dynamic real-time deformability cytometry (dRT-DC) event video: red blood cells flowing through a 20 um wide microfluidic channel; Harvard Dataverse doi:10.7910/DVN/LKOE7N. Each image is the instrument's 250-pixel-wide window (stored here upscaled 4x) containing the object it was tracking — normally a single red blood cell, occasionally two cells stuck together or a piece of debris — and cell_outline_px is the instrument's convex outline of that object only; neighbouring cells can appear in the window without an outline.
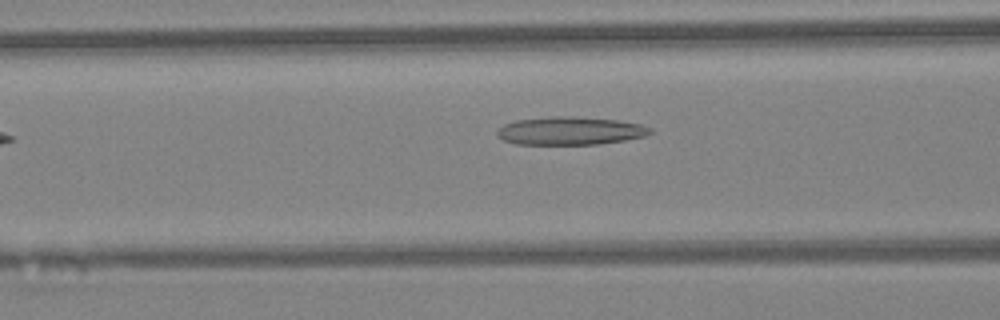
{"species": "Egyptian fruit bat (a non-hibernating species)", "species_latin": "Rousettus aegyptiacus", "temperature_condition": "warm", "stored_images_in_passage": 31, "camera_frame_rate_fps": 3000, "um_per_image_px": 0.085, "animal": {"sex": "female"}, "frame": {"image": 1, "passage_image": 6, "time_ms": 1.667, "image_size_px": [1000, 320], "cell_outline_px": [[652, 132], [644, 136], [624, 140], [600, 144], [516, 144], [504, 140], [496, 132], [504, 124], [516, 120], [552, 116], [572, 116], [616, 120], [640, 124], [652, 128]], "centroid_in_image_um": [48.47, 11.12], "position_along_channel_um": 118.1, "area_um2": 24.85}}
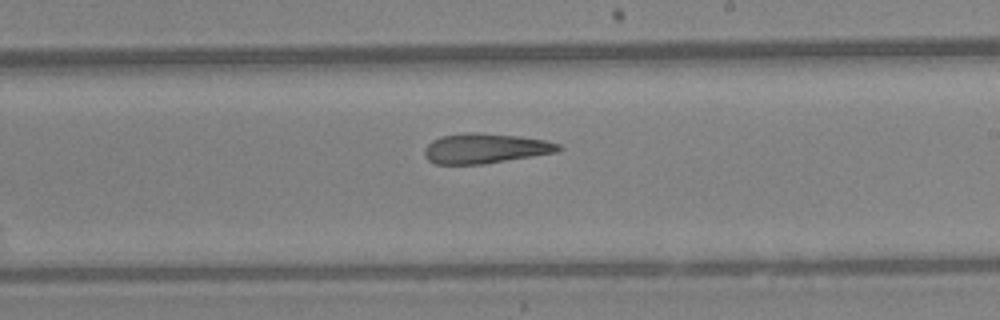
{"frame": {"image": 2, "passage_image": 15, "time_ms": 4.667, "image_size_px": [1000, 320], "cell_outline_px": [[564, 148], [556, 152], [484, 164], [436, 164], [428, 160], [424, 156], [424, 148], [432, 140], [440, 136], [468, 132], [476, 132], [520, 136], [544, 140], [560, 144]], "centroid_in_image_um": [41.22, 12.61], "position_along_channel_um": 247.8, "area_um2": 23.47}}
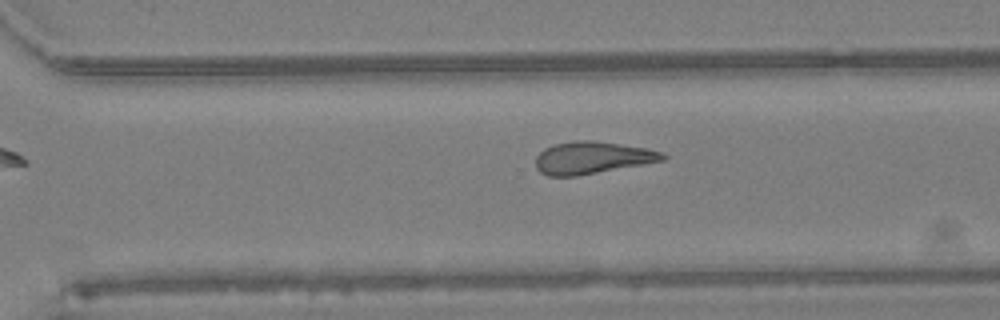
{"frame": {"image": 3, "passage_image": 20, "time_ms": 6.333, "image_size_px": [1000, 320], "cell_outline_px": [[668, 156], [664, 160], [576, 176], [548, 176], [540, 172], [536, 168], [536, 156], [544, 148], [552, 144], [576, 140], [592, 140], [648, 148], [664, 152]], "centroid_in_image_um": [50.32, 13.39], "position_along_channel_um": 320.3, "area_um2": 23.87}, "authors_computed_cell_mechanics": {"area_um2": 23.8714, "velocity_mm_per_s": 4.337, "shape_relaxation_time_tau1_ms": null, "shape_relaxation_time_tau2_ms": 10.7216, "deformation_change_tau1": null, "deformation_change_tau2": 0.3174}}